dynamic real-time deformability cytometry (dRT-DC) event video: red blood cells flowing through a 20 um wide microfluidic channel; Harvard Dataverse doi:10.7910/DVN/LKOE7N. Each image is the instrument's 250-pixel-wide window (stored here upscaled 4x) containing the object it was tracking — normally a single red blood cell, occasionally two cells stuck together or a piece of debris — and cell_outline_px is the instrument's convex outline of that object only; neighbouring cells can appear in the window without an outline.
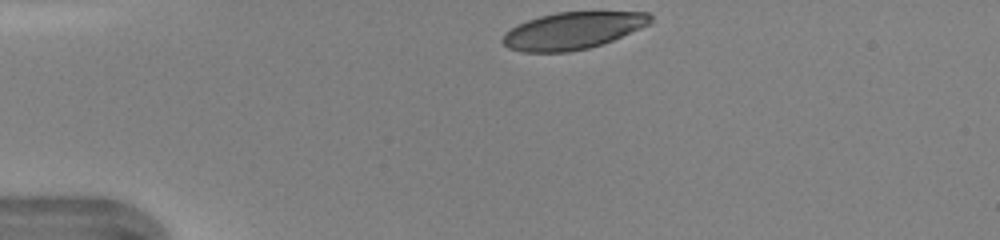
{"species": "human", "species_latin": "Homo sapiens", "temperature_condition": "warm", "stored_images_in_passage": 31, "camera_frame_rate_fps": 3000, "um_per_image_px": 0.085, "donor": {"sex": "female"}, "frame": {"image": 1, "passage_image": 1, "time_ms": 0.0, "image_size_px": [1000, 240], "cell_outline_px": [[652, 24], [612, 40], [588, 48], [568, 52], [524, 52], [508, 48], [500, 40], [504, 32], [528, 20], [540, 16], [556, 12], [648, 12], [652, 16]], "centroid_in_image_um": [48.69, 2.6], "position_along_channel_um": 36.3, "area_um2": 31.85}}
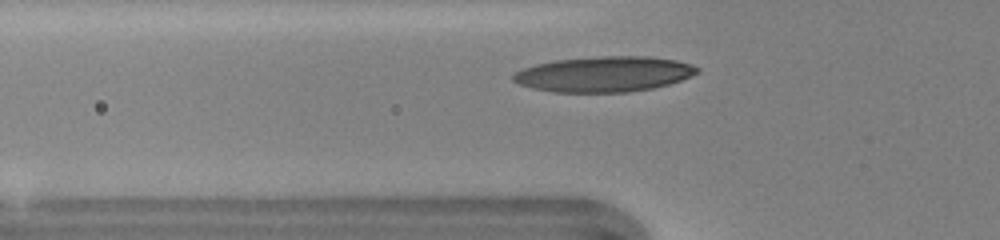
{"frame": {"image": 2, "passage_image": 7, "time_ms": 2.0, "image_size_px": [1000, 240], "cell_outline_px": [[700, 72], [680, 80], [668, 84], [652, 88], [628, 92], [552, 92], [532, 88], [520, 84], [512, 80], [512, 76], [516, 72], [524, 68], [536, 64], [556, 60], [604, 56], [648, 56], [676, 60], [700, 68]], "centroid_in_image_um": [51.34, 6.3], "position_along_channel_um": 74.5, "area_um2": 37.74}}
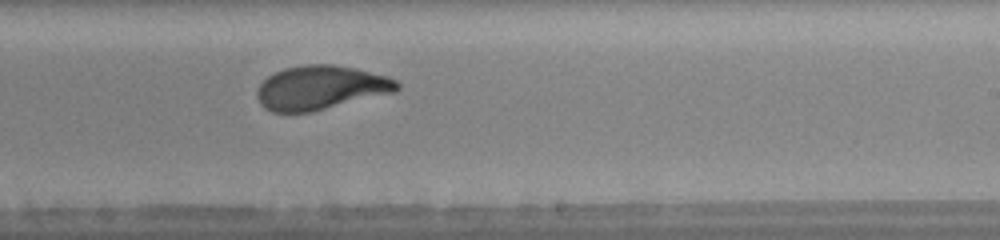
{"frame": {"image": 3, "passage_image": 20, "time_ms": 6.333, "image_size_px": [1000, 240], "cell_outline_px": [[400, 88], [396, 92], [312, 112], [272, 112], [264, 108], [260, 104], [256, 96], [256, 92], [260, 84], [268, 76], [284, 68], [304, 64], [332, 64], [352, 68], [388, 76], [396, 80], [400, 84]], "centroid_in_image_um": [27.26, 7.46], "position_along_channel_um": 261.7, "area_um2": 36.07}, "authors_computed_cell_mechanics": {"area_um2": 35.6626, "velocity_mm_per_s": 4.312, "shape_relaxation_time_tau1_ms": 3.9238, "shape_relaxation_time_tau2_ms": 0.7279, "deformation_change_tau1": 0.1769, "deformation_change_tau2": 0.0607}}